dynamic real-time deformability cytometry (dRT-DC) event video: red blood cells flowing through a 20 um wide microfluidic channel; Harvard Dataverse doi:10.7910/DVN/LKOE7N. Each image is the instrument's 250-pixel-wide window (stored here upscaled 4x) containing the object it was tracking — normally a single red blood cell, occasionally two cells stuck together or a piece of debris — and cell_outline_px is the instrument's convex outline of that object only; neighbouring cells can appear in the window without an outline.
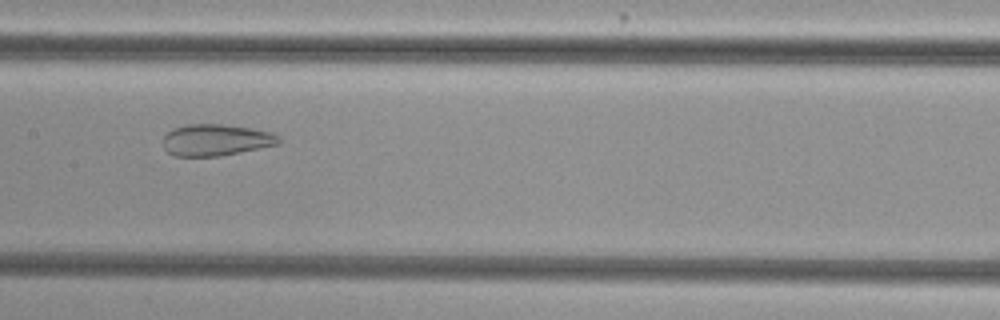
{"species": "common noctule bat (a hibernating species)", "species_latin": "Nyctalus noctula", "temperature_condition": "cold", "stored_images_in_passage": 5, "camera_frame_rate_fps": 3000, "um_per_image_px": 0.085, "animal": {"sex": "female", "body_mass_g": 29.2, "forearm_length_mm": 56.3}, "frame": {"image": 1, "passage_image": 4, "time_ms": 1.0, "image_size_px": [1000, 320], "cell_outline_px": [[280, 144], [220, 156], [176, 156], [168, 152], [164, 148], [164, 136], [172, 128], [188, 124], [220, 124], [252, 128], [272, 132], [280, 140]], "centroid_in_image_um": [18.35, 11.89], "position_along_channel_um": 189.1, "area_um2": 21.21}}
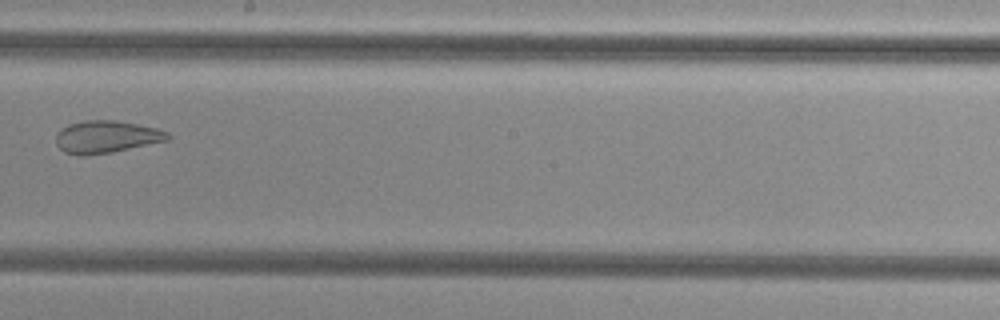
{"frame": {"image": 2, "passage_image": 5, "time_ms": 1.333, "image_size_px": [1000, 320], "cell_outline_px": [[172, 136], [168, 140], [112, 152], [84, 156], [80, 156], [64, 152], [56, 144], [56, 136], [68, 124], [84, 120], [116, 120], [156, 128], [168, 132]], "centroid_in_image_um": [9.05, 11.63], "position_along_channel_um": 239.2, "area_um2": 20.98}}